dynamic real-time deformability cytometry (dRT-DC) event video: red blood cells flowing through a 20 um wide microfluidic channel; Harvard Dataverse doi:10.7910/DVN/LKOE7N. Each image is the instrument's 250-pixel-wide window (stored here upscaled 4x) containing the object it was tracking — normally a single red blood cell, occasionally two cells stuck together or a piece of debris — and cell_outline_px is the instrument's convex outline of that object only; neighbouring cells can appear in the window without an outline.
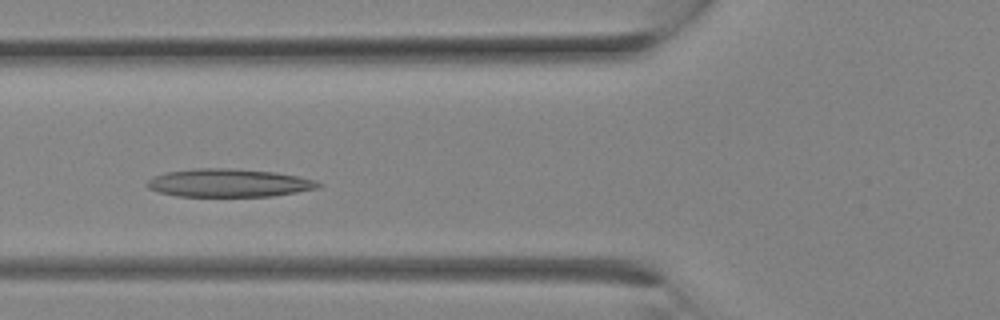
{"species": "Egyptian fruit bat (a non-hibernating species)", "species_latin": "Rousettus aegyptiacus", "temperature_condition": "room temperature", "stored_images_in_passage": 11, "camera_frame_rate_fps": 3000, "um_per_image_px": 0.085, "animal": {"sex": "female"}, "frame": {"image": 1, "passage_image": 8, "time_ms": 2.333, "image_size_px": [1000, 320], "cell_outline_px": [[324, 184], [320, 188], [272, 196], [176, 196], [160, 192], [148, 188], [144, 184], [152, 176], [164, 172], [196, 168], [228, 168], [276, 172], [316, 180]], "centroid_in_image_um": [19.44, 15.54], "position_along_channel_um": 106.4, "area_um2": 28.21}}
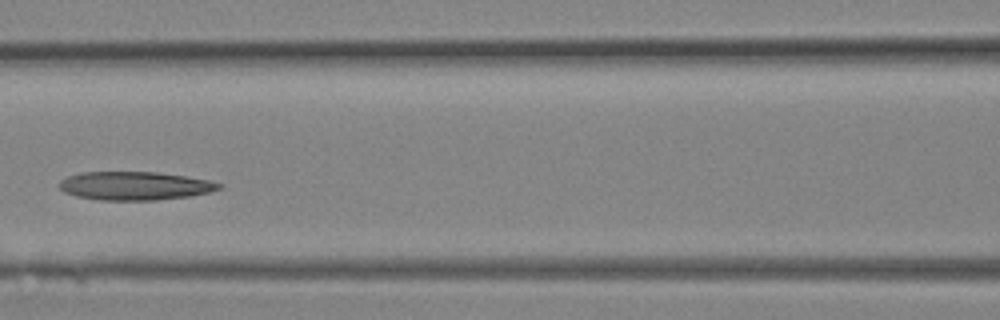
{"frame": {"image": 2, "passage_image": 10, "time_ms": 3.0, "image_size_px": [1000, 320], "cell_outline_px": [[224, 188], [208, 192], [188, 196], [156, 200], [100, 200], [76, 196], [64, 192], [60, 188], [60, 180], [68, 176], [80, 172], [156, 172], [184, 176], [208, 180], [224, 184]], "centroid_in_image_um": [11.46, 15.79], "position_along_channel_um": 155.1, "area_um2": 26.41}}